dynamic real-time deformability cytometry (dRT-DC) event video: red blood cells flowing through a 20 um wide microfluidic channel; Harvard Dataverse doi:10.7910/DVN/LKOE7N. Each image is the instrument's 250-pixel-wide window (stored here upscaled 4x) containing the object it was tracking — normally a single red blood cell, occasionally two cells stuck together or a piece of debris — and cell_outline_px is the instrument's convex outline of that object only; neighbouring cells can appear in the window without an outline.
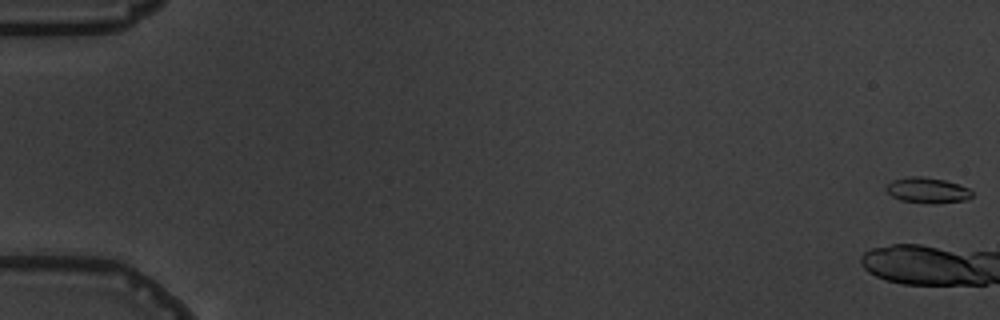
{"species": "common noctule bat (a hibernating species)", "species_latin": "Nyctalus noctula", "temperature_condition": "warm", "stored_images_in_passage": 8, "camera_frame_rate_fps": 3000, "um_per_image_px": 0.085, "animal": {"sex": "male", "body_mass_g": 19.5, "forearm_length_mm": 54.6}, "frame": {"image": 1, "passage_image": 1, "time_ms": 0.0, "image_size_px": [1000, 320], "cell_outline_px": [[972, 196], [964, 200], [936, 204], [932, 204], [900, 200], [892, 196], [884, 188], [892, 180], [912, 176], [924, 176], [944, 180], [968, 188], [972, 192]], "centroid_in_image_um": [78.8, 16.18], "position_along_channel_um": 6.2, "area_um2": 12.72}}
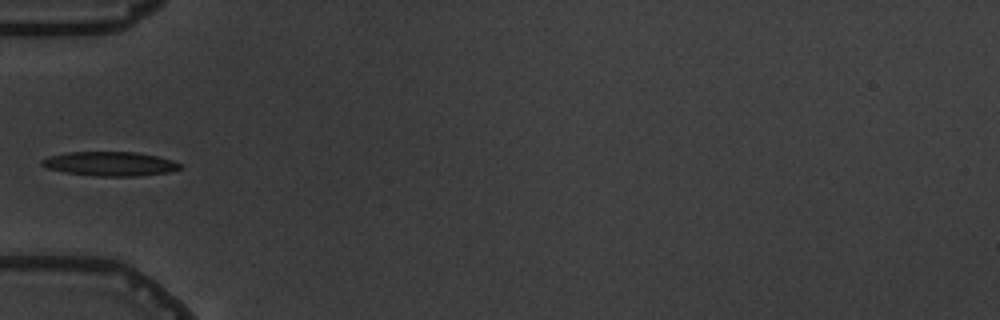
{"frame": {"image": 2, "passage_image": 7, "time_ms": 8.0, "image_size_px": [1000, 320], "cell_outline_px": [[184, 168], [168, 172], [140, 176], [92, 176], [64, 172], [44, 168], [40, 164], [40, 160], [48, 156], [68, 152], [136, 152], [156, 156], [172, 160], [180, 164]], "centroid_in_image_um": [9.31, 13.93], "position_along_channel_um": 75.7, "area_um2": 19.71}}